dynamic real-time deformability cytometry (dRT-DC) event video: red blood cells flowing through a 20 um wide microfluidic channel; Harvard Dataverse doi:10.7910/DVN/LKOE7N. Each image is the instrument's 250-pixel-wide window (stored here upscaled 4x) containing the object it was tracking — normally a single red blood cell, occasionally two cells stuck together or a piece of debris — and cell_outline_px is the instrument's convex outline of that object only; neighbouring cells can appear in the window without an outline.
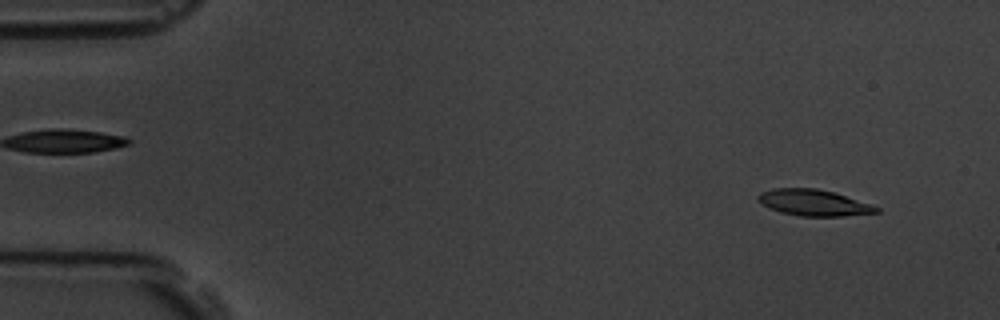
{"species": "common noctule bat (a hibernating species)", "species_latin": "Nyctalus noctula", "temperature_condition": "room temperature", "stored_images_in_passage": 8, "camera_frame_rate_fps": 3000, "um_per_image_px": 0.085, "animal": {"sex": "male", "body_mass_g": 19.5, "forearm_length_mm": 54.6}, "frame": {"image": 1, "passage_image": 1, "time_ms": 0.0, "image_size_px": [1000, 320], "cell_outline_px": [[880, 212], [844, 216], [800, 216], [780, 212], [768, 208], [760, 204], [756, 200], [756, 196], [760, 192], [772, 188], [816, 188], [832, 192], [872, 204], [880, 208]], "centroid_in_image_um": [69.11, 17.23], "position_along_channel_um": 15.9, "area_um2": 18.26}}
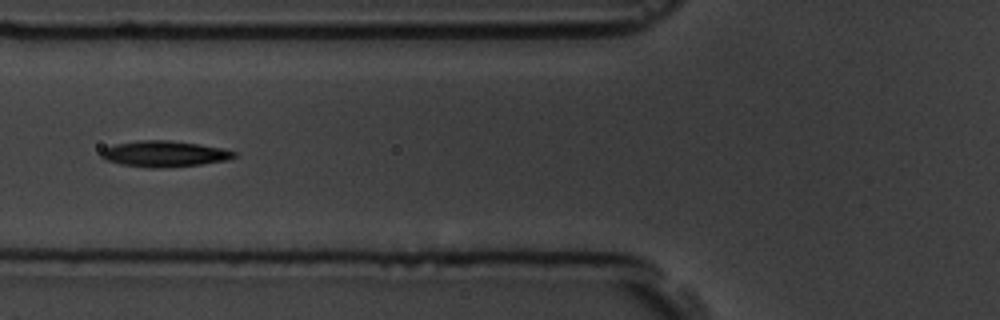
{"frame": {"image": 2, "passage_image": 6, "time_ms": 5.667, "image_size_px": [1000, 320], "cell_outline_px": [[236, 156], [228, 160], [200, 164], [156, 168], [152, 168], [120, 164], [108, 160], [100, 156], [100, 152], [104, 148], [116, 144], [140, 140], [168, 140], [224, 148], [236, 152]], "centroid_in_image_um": [13.97, 13.07], "position_along_channel_um": 111.8, "area_um2": 19.88}}
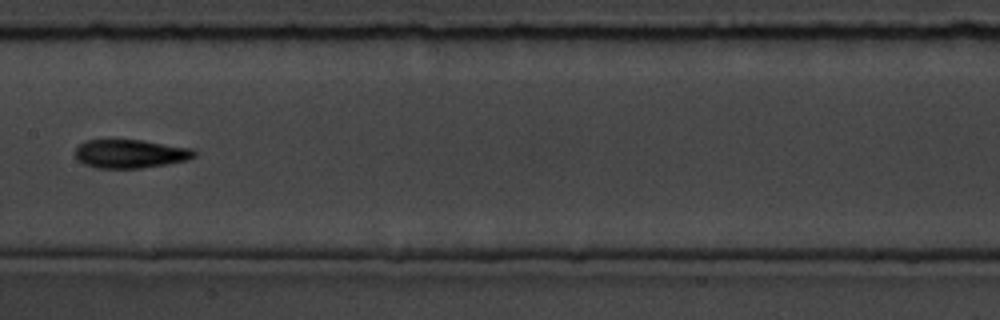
{"frame": {"image": 3, "passage_image": 8, "time_ms": 8.0, "image_size_px": [1000, 320], "cell_outline_px": [[196, 156], [188, 160], [140, 168], [96, 168], [84, 164], [76, 156], [76, 148], [84, 140], [144, 140], [192, 148], [196, 152]], "centroid_in_image_um": [11.1, 13.06], "position_along_channel_um": 196.3, "area_um2": 19.77}}